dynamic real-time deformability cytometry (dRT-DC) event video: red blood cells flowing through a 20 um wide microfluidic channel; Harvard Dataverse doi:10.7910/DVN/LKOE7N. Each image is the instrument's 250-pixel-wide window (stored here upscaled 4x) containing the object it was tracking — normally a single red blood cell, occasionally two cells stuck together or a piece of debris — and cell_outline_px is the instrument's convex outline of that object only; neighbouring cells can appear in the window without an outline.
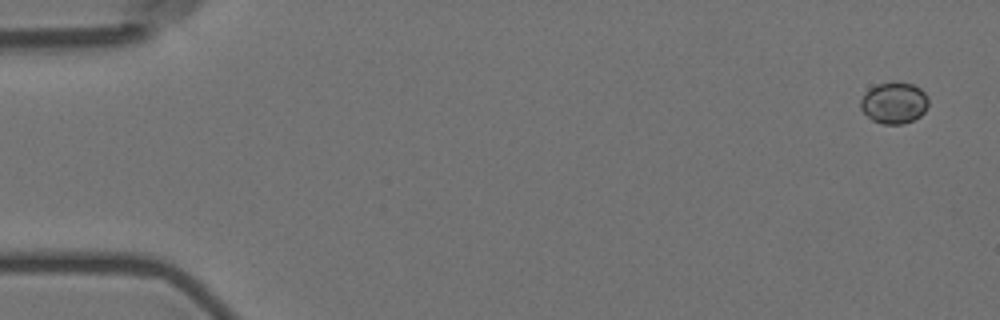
{"species": "Egyptian fruit bat (a non-hibernating species)", "species_latin": "Rousettus aegyptiacus", "temperature_condition": "room temperature", "stored_images_in_passage": 15, "camera_frame_rate_fps": 3000, "um_per_image_px": 0.085, "animal": {"sex": "female"}, "frame": {"image": 1, "passage_image": 1, "time_ms": 0.0, "image_size_px": [1000, 320], "cell_outline_px": [[928, 104], [924, 112], [920, 116], [904, 124], [884, 124], [872, 120], [860, 108], [860, 100], [864, 92], [876, 84], [896, 80], [912, 84], [920, 88], [928, 96]], "centroid_in_image_um": [75.99, 8.72], "position_along_channel_um": 9.0, "area_um2": 16.65}}
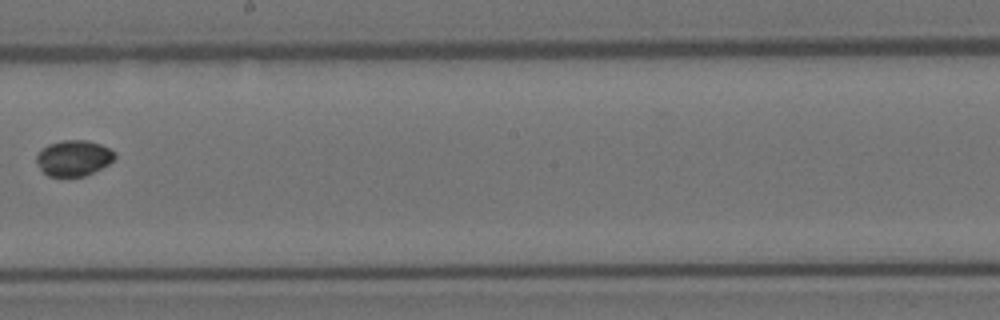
{"frame": {"image": 2, "passage_image": 9, "time_ms": 10.333, "image_size_px": [1000, 320], "cell_outline_px": [[116, 156], [108, 164], [84, 176], [48, 176], [40, 168], [36, 160], [36, 156], [48, 144], [64, 140], [88, 140], [100, 144], [116, 152]], "centroid_in_image_um": [6.27, 13.42], "position_along_channel_um": 241.9, "area_um2": 16.07}}
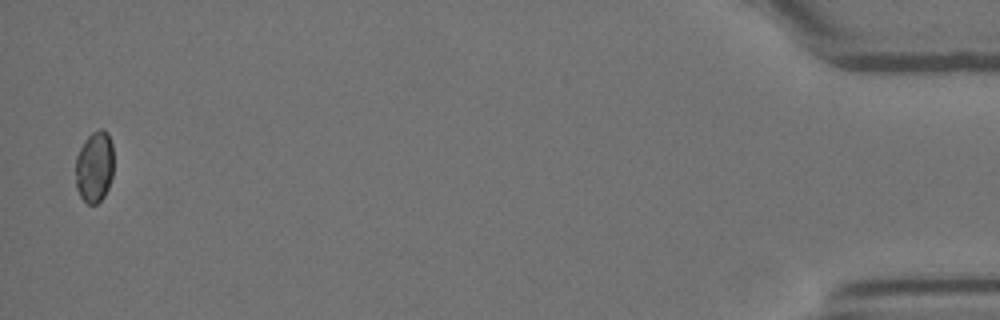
{"frame": {"image": 3, "passage_image": 15, "time_ms": 18.0, "image_size_px": [1000, 320], "cell_outline_px": [[112, 176], [108, 188], [104, 196], [96, 204], [88, 204], [80, 196], [76, 188], [76, 156], [80, 148], [88, 136], [92, 132], [100, 128], [108, 132], [112, 144]], "centroid_in_image_um": [8.02, 14.17], "position_along_channel_um": 427.2, "area_um2": 15.78}, "authors_computed_cell_mechanics": {"area_um2": 16.0106, "velocity_mm_per_s": 3.5984, "shape_relaxation_time_tau1_ms": null, "shape_relaxation_time_tau2_ms": 5.1903, "deformation_change_tau1": null, "deformation_change_tau2": 0.0231}}